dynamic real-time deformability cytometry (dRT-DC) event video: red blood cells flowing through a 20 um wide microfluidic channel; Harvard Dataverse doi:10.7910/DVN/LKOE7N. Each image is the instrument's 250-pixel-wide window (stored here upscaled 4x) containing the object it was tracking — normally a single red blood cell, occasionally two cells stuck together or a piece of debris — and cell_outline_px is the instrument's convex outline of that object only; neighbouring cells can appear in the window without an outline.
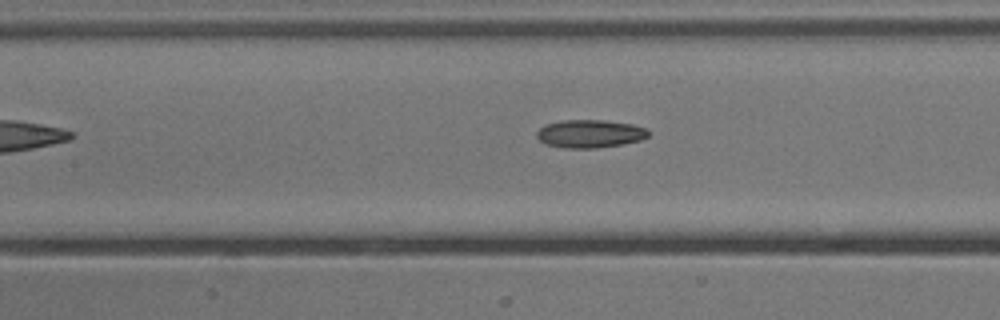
{"species": "common noctule bat (a hibernating species)", "species_latin": "Nyctalus noctula", "temperature_condition": "cold", "stored_images_in_passage": 7, "camera_frame_rate_fps": 3000, "um_per_image_px": 0.085, "animal": {"sex": "male", "body_mass_g": 13.3}, "frame": {"image": 1, "passage_image": 5, "time_ms": 1.333, "image_size_px": [1000, 320], "cell_outline_px": [[648, 136], [640, 140], [620, 144], [596, 148], [564, 148], [544, 144], [536, 136], [536, 132], [544, 124], [564, 120], [604, 120], [632, 124], [644, 128], [648, 132]], "centroid_in_image_um": [50.08, 11.36], "position_along_channel_um": 157.3, "area_um2": 18.15}}